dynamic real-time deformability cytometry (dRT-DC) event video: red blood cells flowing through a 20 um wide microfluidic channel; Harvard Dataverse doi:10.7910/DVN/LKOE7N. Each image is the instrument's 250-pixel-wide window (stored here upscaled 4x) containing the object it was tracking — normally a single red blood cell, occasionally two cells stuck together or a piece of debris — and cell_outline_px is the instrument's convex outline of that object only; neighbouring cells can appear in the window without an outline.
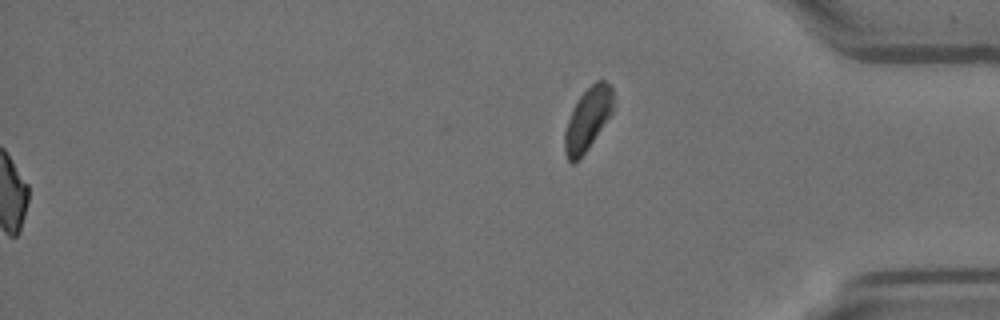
{"species": "Egyptian fruit bat (a non-hibernating species)", "species_latin": "Rousettus aegyptiacus", "temperature_condition": "room temperature", "stored_images_in_passage": 58, "segment_of_instrument_passage": [2, 2], "camera_frame_rate_fps": 3000, "um_per_image_px": 0.085, "animal": {"sex": "female"}, "frame": {"image": 1, "passage_image": 58, "time_ms": 19.0, "image_size_px": [1000, 320], "cell_outline_px": [[616, 108], [588, 148], [572, 164], [568, 160], [564, 152], [564, 132], [572, 108], [580, 96], [596, 80], [604, 80], [612, 84]], "centroid_in_image_um": [50.0, 10.07], "position_along_channel_um": 385.2, "area_um2": 17.98}}